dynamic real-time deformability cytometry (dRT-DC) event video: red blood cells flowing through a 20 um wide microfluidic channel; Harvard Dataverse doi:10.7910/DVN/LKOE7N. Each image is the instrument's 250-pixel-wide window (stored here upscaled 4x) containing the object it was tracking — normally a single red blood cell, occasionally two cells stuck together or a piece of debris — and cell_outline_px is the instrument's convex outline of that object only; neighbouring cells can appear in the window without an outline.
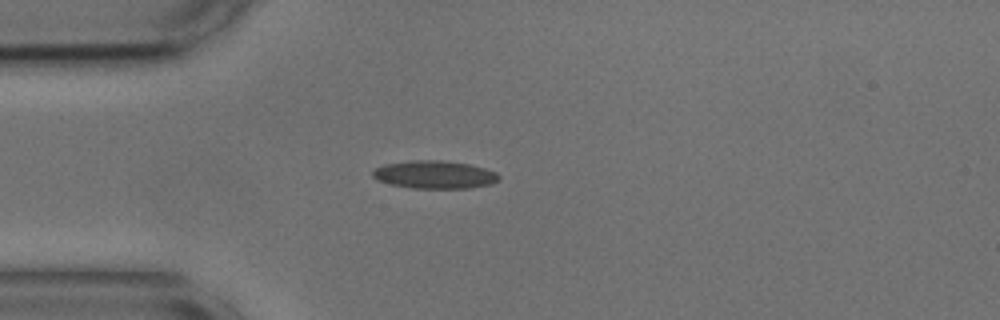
{"species": "common noctule bat (a hibernating species)", "species_latin": "Nyctalus noctula", "temperature_condition": "cold", "stored_images_in_passage": 31, "camera_frame_rate_fps": 3000, "um_per_image_px": 0.085, "animal": {"sex": "male", "body_mass_g": 17.9, "forearm_length_mm": 54.2}, "frame": {"image": 1, "passage_image": 1, "time_ms": 0.0, "image_size_px": [1000, 320], "cell_outline_px": [[500, 180], [492, 184], [468, 188], [412, 188], [392, 184], [376, 180], [372, 176], [372, 172], [376, 168], [384, 164], [412, 160], [444, 160], [468, 164], [484, 168], [496, 172], [500, 176]], "centroid_in_image_um": [36.95, 14.84], "position_along_channel_um": 48.0, "area_um2": 20.58}, "authors_computed_cell_mechanics": {"area_um2": 19.3052, "velocity_mm_per_s": 3.6596, "shape_relaxation_time_tau1_ms": 8.147, "shape_relaxation_time_tau2_ms": 2.2705, "deformation_change_tau1": 0.1603, "deformation_change_tau2": 0.0974}}